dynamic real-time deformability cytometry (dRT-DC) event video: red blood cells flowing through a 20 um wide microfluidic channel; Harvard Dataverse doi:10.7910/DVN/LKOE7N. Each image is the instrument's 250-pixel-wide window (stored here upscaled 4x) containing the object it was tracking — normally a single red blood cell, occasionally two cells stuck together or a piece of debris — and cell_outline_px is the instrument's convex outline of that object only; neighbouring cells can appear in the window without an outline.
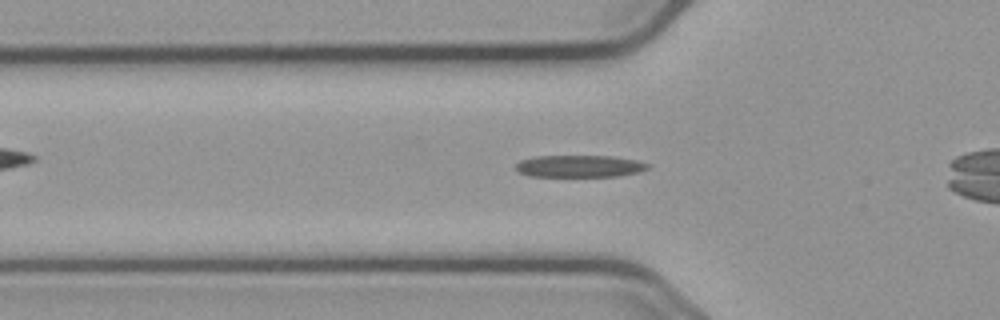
{"species": "common noctule bat (a hibernating species)", "species_latin": "Nyctalus noctula", "temperature_condition": "cold", "stored_images_in_passage": 34, "camera_frame_rate_fps": 3000, "um_per_image_px": 0.085, "animal": {"sex": "male", "body_mass_g": 23.1, "forearm_length_mm": 52.7}, "frame": {"image": 1, "passage_image": 4, "time_ms": 1.0, "image_size_px": [1000, 320], "cell_outline_px": [[648, 168], [640, 172], [620, 176], [528, 176], [520, 172], [516, 168], [516, 164], [520, 160], [536, 156], [612, 156], [636, 160], [648, 164]], "centroid_in_image_um": [49.26, 14.12], "position_along_channel_um": 76.5, "area_um2": 16.88}}
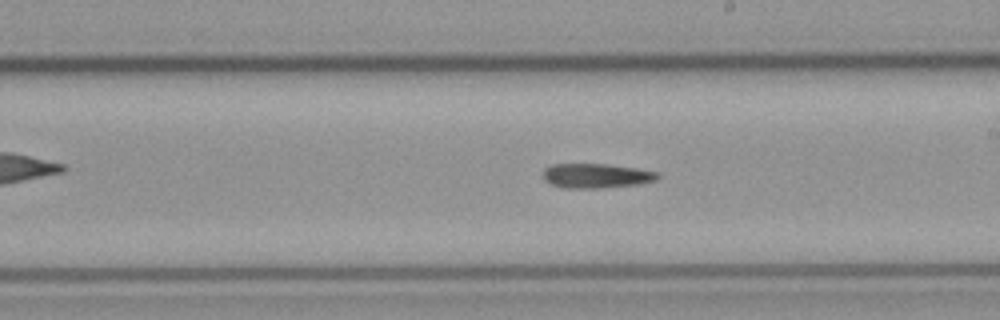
{"frame": {"image": 2, "passage_image": 17, "time_ms": 5.333, "image_size_px": [1000, 320], "cell_outline_px": [[660, 176], [656, 180], [636, 184], [596, 188], [560, 188], [544, 180], [544, 168], [552, 164], [604, 164], [636, 168], [660, 172]], "centroid_in_image_um": [50.67, 14.94], "position_along_channel_um": 238.3, "area_um2": 16.3}}
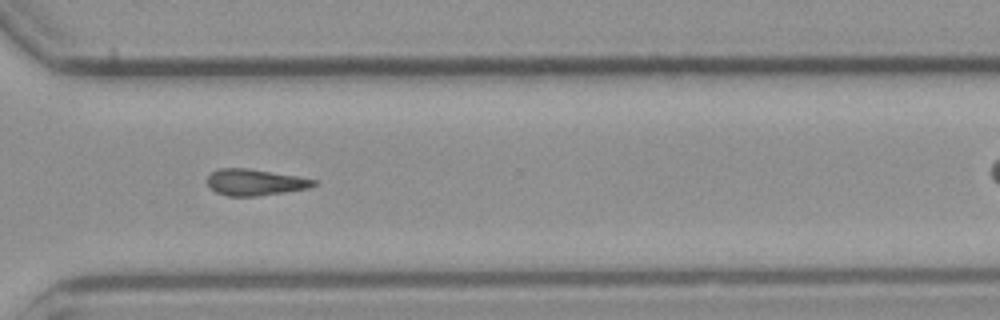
{"frame": {"image": 3, "passage_image": 26, "time_ms": 8.333, "image_size_px": [1000, 320], "cell_outline_px": [[316, 184], [308, 188], [284, 192], [256, 196], [228, 196], [216, 192], [208, 188], [208, 176], [212, 172], [220, 168], [248, 168], [296, 176], [316, 180]], "centroid_in_image_um": [21.63, 15.49], "position_along_channel_um": 349.0, "area_um2": 16.18}}